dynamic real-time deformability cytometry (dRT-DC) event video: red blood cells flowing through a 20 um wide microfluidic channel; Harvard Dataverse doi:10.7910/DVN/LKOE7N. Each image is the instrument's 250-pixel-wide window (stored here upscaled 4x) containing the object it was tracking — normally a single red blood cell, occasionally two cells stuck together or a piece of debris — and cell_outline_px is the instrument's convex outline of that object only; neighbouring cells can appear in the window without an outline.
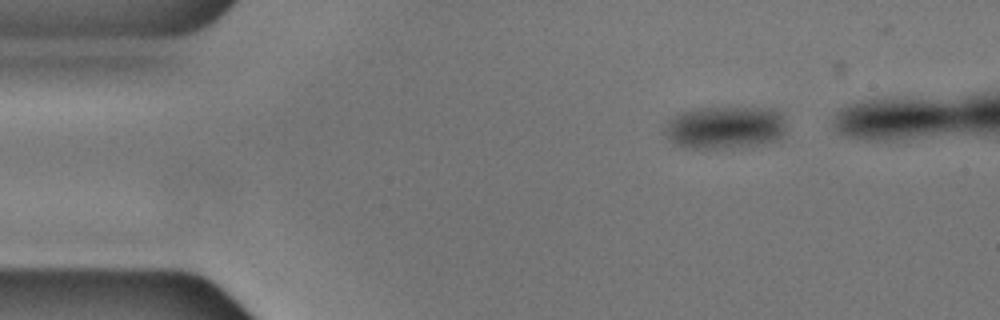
{"species": "common noctule bat (a hibernating species)", "species_latin": "Nyctalus noctula", "temperature_condition": "cold", "stored_images_in_passage": 39, "camera_frame_rate_fps": 3000, "um_per_image_px": 0.085, "animal": {"sex": "male", "body_mass_g": 17.9, "forearm_length_mm": 54.2}, "frame": {"image": 1, "passage_image": 1, "time_ms": 0.0, "image_size_px": [1000, 320], "cell_outline_px": [[784, 132], [776, 140], [740, 148], [684, 148], [668, 140], [660, 132], [668, 120], [680, 112], [696, 108], [772, 108], [780, 112], [784, 116]], "centroid_in_image_um": [61.55, 10.84], "position_along_channel_um": 23.4, "area_um2": 30.69}}
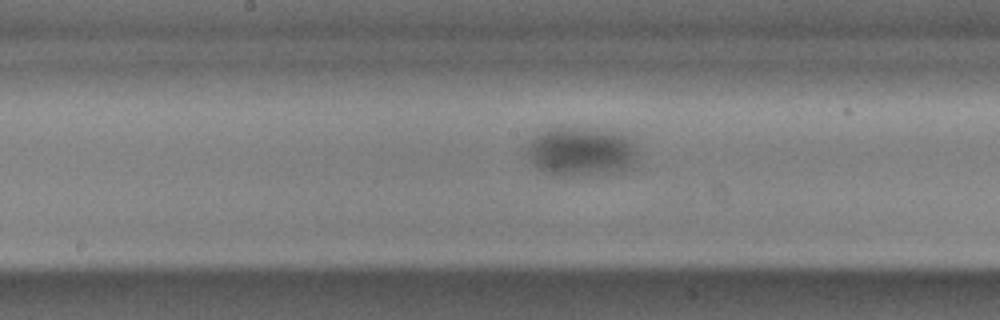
{"frame": {"image": 2, "passage_image": 21, "time_ms": 6.667, "image_size_px": [1000, 320], "cell_outline_px": [[636, 168], [624, 172], [584, 176], [552, 176], [544, 172], [528, 156], [524, 148], [536, 136], [548, 128], [560, 124], [600, 128], [624, 132], [628, 136], [636, 148]], "centroid_in_image_um": [49.47, 12.86], "position_along_channel_um": 198.7, "area_um2": 33.41}}
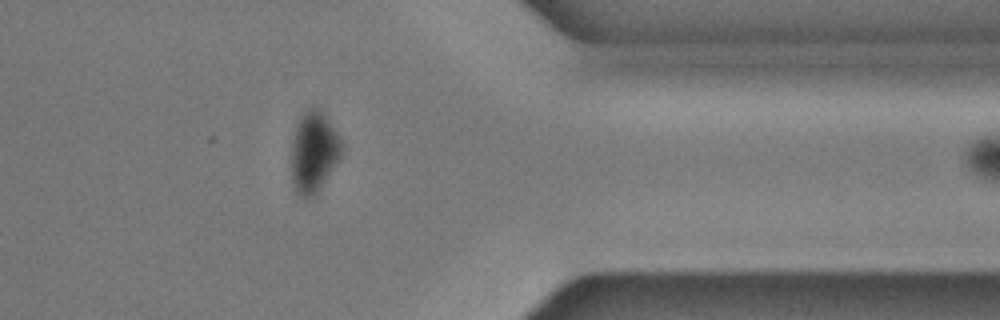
{"frame": {"image": 3, "passage_image": 38, "time_ms": 12.333, "image_size_px": [1000, 320], "cell_outline_px": [[344, 144], [340, 160], [320, 188], [312, 196], [300, 196], [296, 192], [292, 180], [292, 136], [296, 124], [304, 112], [308, 108], [316, 104], [320, 108], [332, 124], [340, 136]], "centroid_in_image_um": [26.7, 12.85], "position_along_channel_um": 384.7, "area_um2": 24.04}}